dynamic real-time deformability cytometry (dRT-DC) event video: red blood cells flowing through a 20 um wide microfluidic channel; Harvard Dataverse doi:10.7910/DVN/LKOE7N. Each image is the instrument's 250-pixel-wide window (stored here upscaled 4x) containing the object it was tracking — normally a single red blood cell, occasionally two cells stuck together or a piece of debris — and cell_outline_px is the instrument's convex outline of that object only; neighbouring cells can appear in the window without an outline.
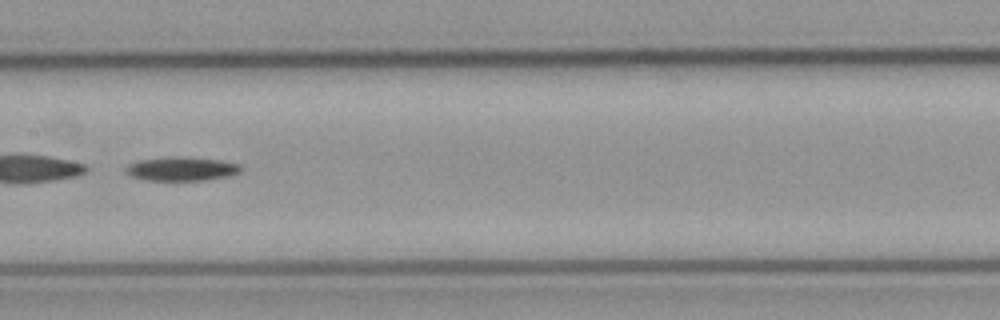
{"species": "common noctule bat (a hibernating species)", "species_latin": "Nyctalus noctula", "temperature_condition": "cold", "stored_images_in_passage": 39, "camera_frame_rate_fps": 3000, "um_per_image_px": 0.085, "animal": {"sex": "male", "body_mass_g": 23.1, "forearm_length_mm": 52.7}, "frame": {"image": 1, "passage_image": 17, "time_ms": 5.333, "image_size_px": [1000, 320], "cell_outline_px": [[240, 172], [228, 176], [204, 180], [144, 180], [132, 176], [124, 172], [124, 168], [128, 164], [136, 160], [176, 156], [180, 156], [220, 160], [240, 164]], "centroid_in_image_um": [15.38, 14.34], "position_along_channel_um": 192.0, "area_um2": 16.07}, "authors_computed_cell_mechanics": {"area_um2": 16.3574, "velocity_mm_per_s": 3.7562, "shape_relaxation_time_tau1_ms": 4.9357, "shape_relaxation_time_tau2_ms": null, "deformation_change_tau1": 0.1329, "deformation_change_tau2": null}}